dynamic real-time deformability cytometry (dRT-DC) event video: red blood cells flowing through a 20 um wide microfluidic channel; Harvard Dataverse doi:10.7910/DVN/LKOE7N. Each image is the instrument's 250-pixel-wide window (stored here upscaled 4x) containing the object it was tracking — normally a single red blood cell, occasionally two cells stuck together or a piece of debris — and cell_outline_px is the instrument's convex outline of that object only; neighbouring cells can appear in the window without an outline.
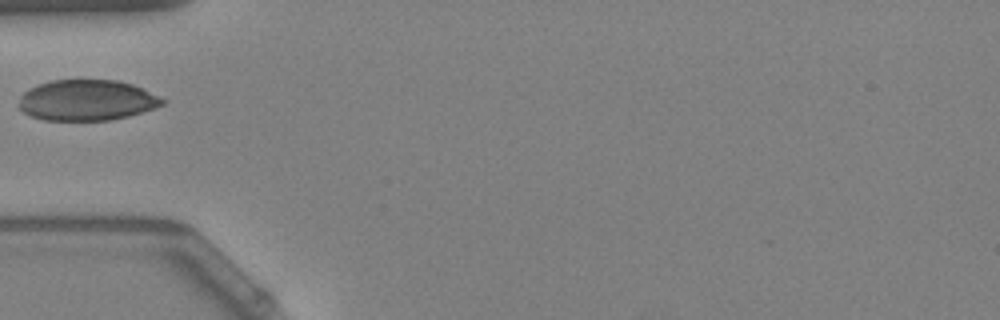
{"species": "Egyptian fruit bat (a non-hibernating species)", "species_latin": "Rousettus aegyptiacus", "temperature_condition": "warm", "stored_images_in_passage": 36, "camera_frame_rate_fps": 3000, "um_per_image_px": 0.085, "animal": {"sex": "female"}, "frame": {"image": 1, "passage_image": 1, "time_ms": 0.0, "image_size_px": [1000, 320], "cell_outline_px": [[168, 100], [164, 104], [156, 108], [128, 116], [108, 120], [44, 120], [32, 116], [24, 112], [20, 108], [20, 96], [28, 88], [36, 84], [52, 80], [116, 80], [132, 84]], "centroid_in_image_um": [7.4, 8.51], "position_along_channel_um": 77.6, "area_um2": 34.1}}
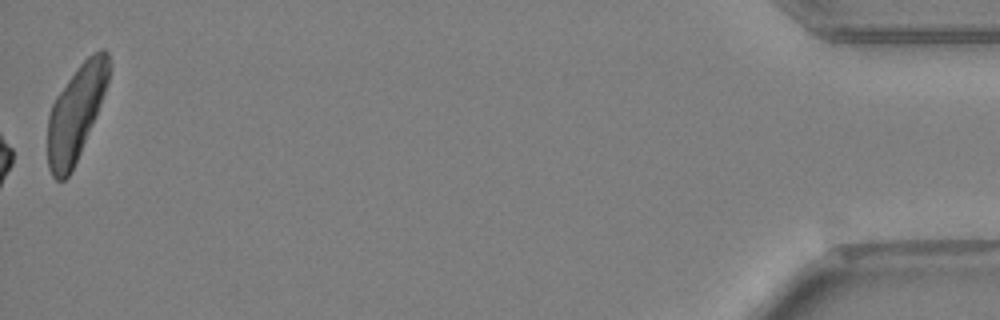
{"frame": {"image": 2, "passage_image": 36, "time_ms": 11.667, "image_size_px": [1000, 320], "cell_outline_px": [[108, 80], [96, 116], [80, 152], [68, 176], [64, 180], [56, 180], [52, 176], [48, 168], [48, 116], [52, 104], [56, 96], [80, 64], [92, 52], [100, 48], [104, 48], [108, 52]], "centroid_in_image_um": [6.43, 9.59], "position_along_channel_um": 428.8, "area_um2": 33.18}}